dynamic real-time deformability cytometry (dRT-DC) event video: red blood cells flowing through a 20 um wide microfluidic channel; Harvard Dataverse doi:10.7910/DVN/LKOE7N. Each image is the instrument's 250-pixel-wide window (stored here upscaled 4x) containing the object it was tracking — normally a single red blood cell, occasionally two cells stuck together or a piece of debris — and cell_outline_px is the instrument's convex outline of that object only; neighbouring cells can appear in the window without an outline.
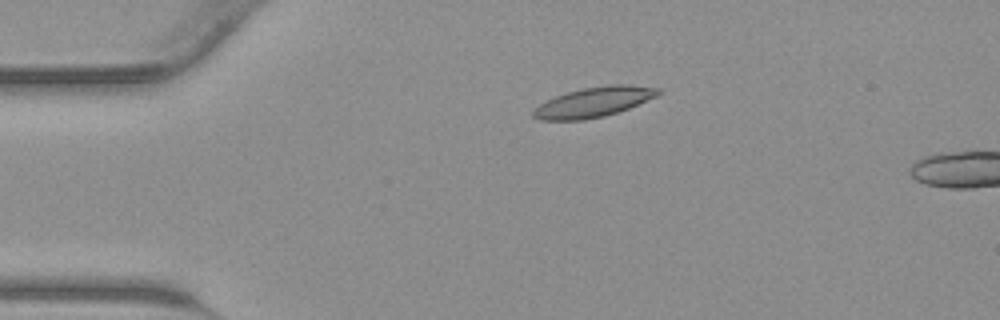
{"species": "common noctule bat (a hibernating species)", "species_latin": "Nyctalus noctula", "temperature_condition": "warm", "stored_images_in_passage": 13, "camera_frame_rate_fps": 3000, "um_per_image_px": 0.085, "animal": {"sex": "male", "body_mass_g": 23.1, "forearm_length_mm": 52.7}, "frame": {"image": 1, "passage_image": 10, "time_ms": 3.0, "image_size_px": [1000, 320], "cell_outline_px": [[660, 92], [656, 96], [628, 108], [604, 116], [584, 120], [540, 120], [532, 116], [532, 108], [556, 96], [568, 92], [584, 88], [608, 84], [628, 84], [660, 88]], "centroid_in_image_um": [50.44, 8.67], "position_along_channel_um": 34.6, "area_um2": 21.62}}